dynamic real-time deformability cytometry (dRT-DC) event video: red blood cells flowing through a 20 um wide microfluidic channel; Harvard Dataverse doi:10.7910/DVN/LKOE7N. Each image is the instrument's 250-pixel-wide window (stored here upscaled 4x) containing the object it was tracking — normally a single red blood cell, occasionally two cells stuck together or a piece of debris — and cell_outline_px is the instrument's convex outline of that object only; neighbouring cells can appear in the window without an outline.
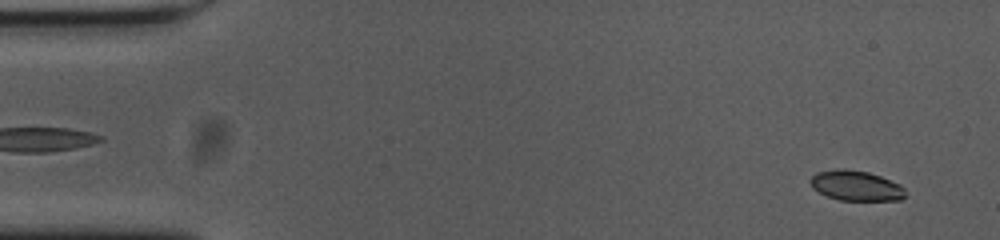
{"species": "common noctule bat (a hibernating species)", "species_latin": "Nyctalus noctula", "temperature_condition": "cold", "stored_images_in_passage": 55, "camera_frame_rate_fps": 3000, "um_per_image_px": 0.085, "animal": {"sex": "female", "body_mass_g": 23.0, "forearm_length_mm": 53.4}, "frame": {"image": 1, "passage_image": 3, "time_ms": 0.667, "image_size_px": [1000, 240], "cell_outline_px": [[908, 196], [900, 200], [840, 200], [828, 196], [812, 188], [808, 180], [816, 172], [844, 168], [868, 172], [880, 176], [900, 184], [904, 188]], "centroid_in_image_um": [72.77, 15.78], "position_along_channel_um": 12.2, "area_um2": 16.76}}
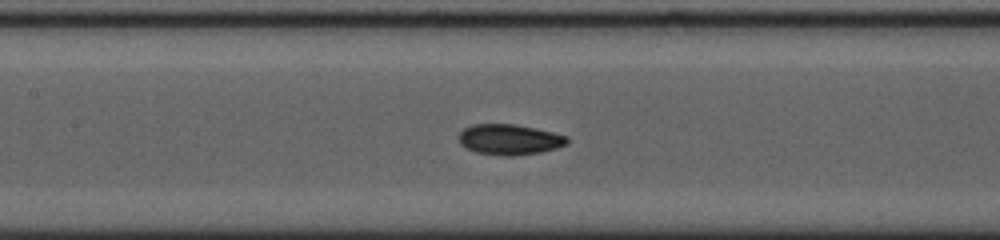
{"frame": {"image": 2, "passage_image": 25, "time_ms": 8.0, "image_size_px": [1000, 240], "cell_outline_px": [[568, 144], [556, 148], [540, 152], [512, 156], [504, 156], [476, 152], [460, 144], [460, 132], [464, 128], [472, 124], [516, 124], [536, 128], [568, 136]], "centroid_in_image_um": [43.32, 11.85], "position_along_channel_um": 164.1, "area_um2": 19.25}}
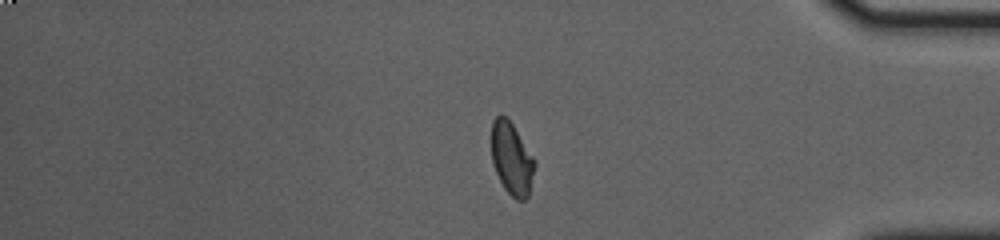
{"frame": {"image": 3, "passage_image": 46, "time_ms": 15.0, "image_size_px": [1000, 240], "cell_outline_px": [[536, 164], [528, 196], [524, 200], [516, 200], [504, 188], [496, 172], [492, 160], [492, 120], [500, 112], [508, 116], [536, 160]], "centroid_in_image_um": [43.5, 13.43], "position_along_channel_um": 391.7, "area_um2": 18.5}, "authors_computed_cell_mechanics": {"area_um2": 18.7272, "velocity_mm_per_s": 3.6484, "shape_relaxation_time_tau1_ms": 4.1231, "shape_relaxation_time_tau2_ms": 1.7854, "deformation_change_tau1": 0.13, "deformation_change_tau2": 0.0499}}